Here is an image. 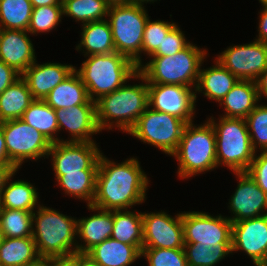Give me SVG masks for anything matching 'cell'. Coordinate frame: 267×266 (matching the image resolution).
Listing matches in <instances>:
<instances>
[{
  "instance_id": "cell-1",
  "label": "cell",
  "mask_w": 267,
  "mask_h": 266,
  "mask_svg": "<svg viewBox=\"0 0 267 266\" xmlns=\"http://www.w3.org/2000/svg\"><path fill=\"white\" fill-rule=\"evenodd\" d=\"M101 153L92 206L102 210H127L145 202L149 178L137 158L116 163Z\"/></svg>"
},
{
  "instance_id": "cell-2",
  "label": "cell",
  "mask_w": 267,
  "mask_h": 266,
  "mask_svg": "<svg viewBox=\"0 0 267 266\" xmlns=\"http://www.w3.org/2000/svg\"><path fill=\"white\" fill-rule=\"evenodd\" d=\"M135 79L142 83L128 85L126 82L95 101L97 124L101 132L116 127L123 133H128L149 107L148 83L139 71L135 73Z\"/></svg>"
},
{
  "instance_id": "cell-3",
  "label": "cell",
  "mask_w": 267,
  "mask_h": 266,
  "mask_svg": "<svg viewBox=\"0 0 267 266\" xmlns=\"http://www.w3.org/2000/svg\"><path fill=\"white\" fill-rule=\"evenodd\" d=\"M35 211L32 237L40 257L67 259L77 252V220L74 217L41 204Z\"/></svg>"
},
{
  "instance_id": "cell-4",
  "label": "cell",
  "mask_w": 267,
  "mask_h": 266,
  "mask_svg": "<svg viewBox=\"0 0 267 266\" xmlns=\"http://www.w3.org/2000/svg\"><path fill=\"white\" fill-rule=\"evenodd\" d=\"M80 69L75 71L80 75L92 101L110 94L129 80L135 79L138 67L127 57L112 52L101 55H88Z\"/></svg>"
},
{
  "instance_id": "cell-5",
  "label": "cell",
  "mask_w": 267,
  "mask_h": 266,
  "mask_svg": "<svg viewBox=\"0 0 267 266\" xmlns=\"http://www.w3.org/2000/svg\"><path fill=\"white\" fill-rule=\"evenodd\" d=\"M206 55V49L190 43L172 56H150V61L140 65L138 71L148 84H176L195 89Z\"/></svg>"
},
{
  "instance_id": "cell-6",
  "label": "cell",
  "mask_w": 267,
  "mask_h": 266,
  "mask_svg": "<svg viewBox=\"0 0 267 266\" xmlns=\"http://www.w3.org/2000/svg\"><path fill=\"white\" fill-rule=\"evenodd\" d=\"M178 162V177L188 179L217 167L216 137L211 123H187L177 150L171 155Z\"/></svg>"
},
{
  "instance_id": "cell-7",
  "label": "cell",
  "mask_w": 267,
  "mask_h": 266,
  "mask_svg": "<svg viewBox=\"0 0 267 266\" xmlns=\"http://www.w3.org/2000/svg\"><path fill=\"white\" fill-rule=\"evenodd\" d=\"M219 116V121L212 116L207 119L215 130L217 167L223 165L232 173L247 172L256 152L251 145L246 120Z\"/></svg>"
},
{
  "instance_id": "cell-8",
  "label": "cell",
  "mask_w": 267,
  "mask_h": 266,
  "mask_svg": "<svg viewBox=\"0 0 267 266\" xmlns=\"http://www.w3.org/2000/svg\"><path fill=\"white\" fill-rule=\"evenodd\" d=\"M110 24L115 51L130 59L137 67L142 65V42L148 13L137 3L109 6Z\"/></svg>"
},
{
  "instance_id": "cell-9",
  "label": "cell",
  "mask_w": 267,
  "mask_h": 266,
  "mask_svg": "<svg viewBox=\"0 0 267 266\" xmlns=\"http://www.w3.org/2000/svg\"><path fill=\"white\" fill-rule=\"evenodd\" d=\"M186 124L182 119L148 107L128 134L171 156L178 148Z\"/></svg>"
},
{
  "instance_id": "cell-10",
  "label": "cell",
  "mask_w": 267,
  "mask_h": 266,
  "mask_svg": "<svg viewBox=\"0 0 267 266\" xmlns=\"http://www.w3.org/2000/svg\"><path fill=\"white\" fill-rule=\"evenodd\" d=\"M9 160L19 169L29 160L48 158L51 142L21 119L0 122Z\"/></svg>"
},
{
  "instance_id": "cell-11",
  "label": "cell",
  "mask_w": 267,
  "mask_h": 266,
  "mask_svg": "<svg viewBox=\"0 0 267 266\" xmlns=\"http://www.w3.org/2000/svg\"><path fill=\"white\" fill-rule=\"evenodd\" d=\"M184 243H199L215 247L217 244H232L233 223L219 214L208 212H182Z\"/></svg>"
},
{
  "instance_id": "cell-12",
  "label": "cell",
  "mask_w": 267,
  "mask_h": 266,
  "mask_svg": "<svg viewBox=\"0 0 267 266\" xmlns=\"http://www.w3.org/2000/svg\"><path fill=\"white\" fill-rule=\"evenodd\" d=\"M95 142H56L48 152L56 180L67 173L98 170L101 151Z\"/></svg>"
},
{
  "instance_id": "cell-13",
  "label": "cell",
  "mask_w": 267,
  "mask_h": 266,
  "mask_svg": "<svg viewBox=\"0 0 267 266\" xmlns=\"http://www.w3.org/2000/svg\"><path fill=\"white\" fill-rule=\"evenodd\" d=\"M216 59L239 80L255 81L267 67V45L255 39L249 44L232 45Z\"/></svg>"
},
{
  "instance_id": "cell-14",
  "label": "cell",
  "mask_w": 267,
  "mask_h": 266,
  "mask_svg": "<svg viewBox=\"0 0 267 266\" xmlns=\"http://www.w3.org/2000/svg\"><path fill=\"white\" fill-rule=\"evenodd\" d=\"M148 104L155 111L165 112L186 123L195 116V89L176 84H148Z\"/></svg>"
},
{
  "instance_id": "cell-15",
  "label": "cell",
  "mask_w": 267,
  "mask_h": 266,
  "mask_svg": "<svg viewBox=\"0 0 267 266\" xmlns=\"http://www.w3.org/2000/svg\"><path fill=\"white\" fill-rule=\"evenodd\" d=\"M142 248L184 249L182 213L174 217L167 212L142 213Z\"/></svg>"
},
{
  "instance_id": "cell-16",
  "label": "cell",
  "mask_w": 267,
  "mask_h": 266,
  "mask_svg": "<svg viewBox=\"0 0 267 266\" xmlns=\"http://www.w3.org/2000/svg\"><path fill=\"white\" fill-rule=\"evenodd\" d=\"M243 251L255 266L267 265V214L232 225V253Z\"/></svg>"
},
{
  "instance_id": "cell-17",
  "label": "cell",
  "mask_w": 267,
  "mask_h": 266,
  "mask_svg": "<svg viewBox=\"0 0 267 266\" xmlns=\"http://www.w3.org/2000/svg\"><path fill=\"white\" fill-rule=\"evenodd\" d=\"M238 185L229 200L232 223L267 214V194L263 192L247 172H234ZM234 215V216H233Z\"/></svg>"
},
{
  "instance_id": "cell-18",
  "label": "cell",
  "mask_w": 267,
  "mask_h": 266,
  "mask_svg": "<svg viewBox=\"0 0 267 266\" xmlns=\"http://www.w3.org/2000/svg\"><path fill=\"white\" fill-rule=\"evenodd\" d=\"M59 133L63 129L71 138L65 142H94L92 136L100 133L96 117V104H83L55 110ZM92 138V139H91Z\"/></svg>"
},
{
  "instance_id": "cell-19",
  "label": "cell",
  "mask_w": 267,
  "mask_h": 266,
  "mask_svg": "<svg viewBox=\"0 0 267 266\" xmlns=\"http://www.w3.org/2000/svg\"><path fill=\"white\" fill-rule=\"evenodd\" d=\"M31 64L21 77L26 81L34 99L44 100L46 96L75 70V66L61 63Z\"/></svg>"
},
{
  "instance_id": "cell-20",
  "label": "cell",
  "mask_w": 267,
  "mask_h": 266,
  "mask_svg": "<svg viewBox=\"0 0 267 266\" xmlns=\"http://www.w3.org/2000/svg\"><path fill=\"white\" fill-rule=\"evenodd\" d=\"M28 31L0 29V61L22 74L36 61Z\"/></svg>"
},
{
  "instance_id": "cell-21",
  "label": "cell",
  "mask_w": 267,
  "mask_h": 266,
  "mask_svg": "<svg viewBox=\"0 0 267 266\" xmlns=\"http://www.w3.org/2000/svg\"><path fill=\"white\" fill-rule=\"evenodd\" d=\"M87 207L94 214L77 219V238L81 241V243L77 242L79 253H87L95 245L110 238L113 231V211L102 210L92 205Z\"/></svg>"
},
{
  "instance_id": "cell-22",
  "label": "cell",
  "mask_w": 267,
  "mask_h": 266,
  "mask_svg": "<svg viewBox=\"0 0 267 266\" xmlns=\"http://www.w3.org/2000/svg\"><path fill=\"white\" fill-rule=\"evenodd\" d=\"M214 62L215 65L210 68H200L195 87V99H197L198 92V94L203 93L210 100L220 102L238 82L239 79L217 59Z\"/></svg>"
},
{
  "instance_id": "cell-23",
  "label": "cell",
  "mask_w": 267,
  "mask_h": 266,
  "mask_svg": "<svg viewBox=\"0 0 267 266\" xmlns=\"http://www.w3.org/2000/svg\"><path fill=\"white\" fill-rule=\"evenodd\" d=\"M259 101L255 81L238 80L235 86L219 102L224 108L226 118H246Z\"/></svg>"
},
{
  "instance_id": "cell-24",
  "label": "cell",
  "mask_w": 267,
  "mask_h": 266,
  "mask_svg": "<svg viewBox=\"0 0 267 266\" xmlns=\"http://www.w3.org/2000/svg\"><path fill=\"white\" fill-rule=\"evenodd\" d=\"M142 245H128L108 238L95 245L87 254L99 266H130L141 258Z\"/></svg>"
},
{
  "instance_id": "cell-25",
  "label": "cell",
  "mask_w": 267,
  "mask_h": 266,
  "mask_svg": "<svg viewBox=\"0 0 267 266\" xmlns=\"http://www.w3.org/2000/svg\"><path fill=\"white\" fill-rule=\"evenodd\" d=\"M54 110L83 104H95L89 98L87 88L74 70L68 78L58 84L44 99Z\"/></svg>"
},
{
  "instance_id": "cell-26",
  "label": "cell",
  "mask_w": 267,
  "mask_h": 266,
  "mask_svg": "<svg viewBox=\"0 0 267 266\" xmlns=\"http://www.w3.org/2000/svg\"><path fill=\"white\" fill-rule=\"evenodd\" d=\"M81 25V40L76 50H83L84 57L115 52L112 31L107 19Z\"/></svg>"
},
{
  "instance_id": "cell-27",
  "label": "cell",
  "mask_w": 267,
  "mask_h": 266,
  "mask_svg": "<svg viewBox=\"0 0 267 266\" xmlns=\"http://www.w3.org/2000/svg\"><path fill=\"white\" fill-rule=\"evenodd\" d=\"M11 181V182H10ZM37 188L24 180H8L0 195V209L34 212L39 207Z\"/></svg>"
},
{
  "instance_id": "cell-28",
  "label": "cell",
  "mask_w": 267,
  "mask_h": 266,
  "mask_svg": "<svg viewBox=\"0 0 267 266\" xmlns=\"http://www.w3.org/2000/svg\"><path fill=\"white\" fill-rule=\"evenodd\" d=\"M34 100L26 81L20 77L0 94V122L21 119Z\"/></svg>"
},
{
  "instance_id": "cell-29",
  "label": "cell",
  "mask_w": 267,
  "mask_h": 266,
  "mask_svg": "<svg viewBox=\"0 0 267 266\" xmlns=\"http://www.w3.org/2000/svg\"><path fill=\"white\" fill-rule=\"evenodd\" d=\"M21 120L37 129L51 143L64 142L55 136L59 132L55 110L44 100L35 99L24 111Z\"/></svg>"
},
{
  "instance_id": "cell-30",
  "label": "cell",
  "mask_w": 267,
  "mask_h": 266,
  "mask_svg": "<svg viewBox=\"0 0 267 266\" xmlns=\"http://www.w3.org/2000/svg\"><path fill=\"white\" fill-rule=\"evenodd\" d=\"M111 238L128 245H142V212H133L130 209L113 210V231Z\"/></svg>"
},
{
  "instance_id": "cell-31",
  "label": "cell",
  "mask_w": 267,
  "mask_h": 266,
  "mask_svg": "<svg viewBox=\"0 0 267 266\" xmlns=\"http://www.w3.org/2000/svg\"><path fill=\"white\" fill-rule=\"evenodd\" d=\"M33 237L6 238L0 244L1 266H24L39 258Z\"/></svg>"
},
{
  "instance_id": "cell-32",
  "label": "cell",
  "mask_w": 267,
  "mask_h": 266,
  "mask_svg": "<svg viewBox=\"0 0 267 266\" xmlns=\"http://www.w3.org/2000/svg\"><path fill=\"white\" fill-rule=\"evenodd\" d=\"M98 170H80V172L61 175L56 181L66 195L83 200L92 205L96 193Z\"/></svg>"
},
{
  "instance_id": "cell-33",
  "label": "cell",
  "mask_w": 267,
  "mask_h": 266,
  "mask_svg": "<svg viewBox=\"0 0 267 266\" xmlns=\"http://www.w3.org/2000/svg\"><path fill=\"white\" fill-rule=\"evenodd\" d=\"M32 11L30 0H0V29L27 31Z\"/></svg>"
},
{
  "instance_id": "cell-34",
  "label": "cell",
  "mask_w": 267,
  "mask_h": 266,
  "mask_svg": "<svg viewBox=\"0 0 267 266\" xmlns=\"http://www.w3.org/2000/svg\"><path fill=\"white\" fill-rule=\"evenodd\" d=\"M63 15L82 24L107 18L109 5L105 0H64Z\"/></svg>"
},
{
  "instance_id": "cell-35",
  "label": "cell",
  "mask_w": 267,
  "mask_h": 266,
  "mask_svg": "<svg viewBox=\"0 0 267 266\" xmlns=\"http://www.w3.org/2000/svg\"><path fill=\"white\" fill-rule=\"evenodd\" d=\"M188 266H215L228 254H232V244H217L215 247L199 243H184Z\"/></svg>"
},
{
  "instance_id": "cell-36",
  "label": "cell",
  "mask_w": 267,
  "mask_h": 266,
  "mask_svg": "<svg viewBox=\"0 0 267 266\" xmlns=\"http://www.w3.org/2000/svg\"><path fill=\"white\" fill-rule=\"evenodd\" d=\"M33 212L0 209V229L3 237L23 238L32 236Z\"/></svg>"
},
{
  "instance_id": "cell-37",
  "label": "cell",
  "mask_w": 267,
  "mask_h": 266,
  "mask_svg": "<svg viewBox=\"0 0 267 266\" xmlns=\"http://www.w3.org/2000/svg\"><path fill=\"white\" fill-rule=\"evenodd\" d=\"M62 17L63 5L34 7L27 31L30 35L50 32L58 26Z\"/></svg>"
},
{
  "instance_id": "cell-38",
  "label": "cell",
  "mask_w": 267,
  "mask_h": 266,
  "mask_svg": "<svg viewBox=\"0 0 267 266\" xmlns=\"http://www.w3.org/2000/svg\"><path fill=\"white\" fill-rule=\"evenodd\" d=\"M245 120L253 150L256 153L267 151V105L258 103Z\"/></svg>"
},
{
  "instance_id": "cell-39",
  "label": "cell",
  "mask_w": 267,
  "mask_h": 266,
  "mask_svg": "<svg viewBox=\"0 0 267 266\" xmlns=\"http://www.w3.org/2000/svg\"><path fill=\"white\" fill-rule=\"evenodd\" d=\"M176 25L174 22L152 21L148 18L144 29L142 53L150 57L161 46L163 39Z\"/></svg>"
},
{
  "instance_id": "cell-40",
  "label": "cell",
  "mask_w": 267,
  "mask_h": 266,
  "mask_svg": "<svg viewBox=\"0 0 267 266\" xmlns=\"http://www.w3.org/2000/svg\"><path fill=\"white\" fill-rule=\"evenodd\" d=\"M148 266H188L184 249L142 248Z\"/></svg>"
},
{
  "instance_id": "cell-41",
  "label": "cell",
  "mask_w": 267,
  "mask_h": 266,
  "mask_svg": "<svg viewBox=\"0 0 267 266\" xmlns=\"http://www.w3.org/2000/svg\"><path fill=\"white\" fill-rule=\"evenodd\" d=\"M183 31L177 25L163 39L161 46L151 56H172L186 48L190 42L186 41Z\"/></svg>"
},
{
  "instance_id": "cell-42",
  "label": "cell",
  "mask_w": 267,
  "mask_h": 266,
  "mask_svg": "<svg viewBox=\"0 0 267 266\" xmlns=\"http://www.w3.org/2000/svg\"><path fill=\"white\" fill-rule=\"evenodd\" d=\"M247 173L254 179L260 189L267 194V151L255 153Z\"/></svg>"
},
{
  "instance_id": "cell-43",
  "label": "cell",
  "mask_w": 267,
  "mask_h": 266,
  "mask_svg": "<svg viewBox=\"0 0 267 266\" xmlns=\"http://www.w3.org/2000/svg\"><path fill=\"white\" fill-rule=\"evenodd\" d=\"M21 77L13 67L0 61V94Z\"/></svg>"
},
{
  "instance_id": "cell-44",
  "label": "cell",
  "mask_w": 267,
  "mask_h": 266,
  "mask_svg": "<svg viewBox=\"0 0 267 266\" xmlns=\"http://www.w3.org/2000/svg\"><path fill=\"white\" fill-rule=\"evenodd\" d=\"M263 8L259 12L258 36L255 40L267 45V5H261Z\"/></svg>"
},
{
  "instance_id": "cell-45",
  "label": "cell",
  "mask_w": 267,
  "mask_h": 266,
  "mask_svg": "<svg viewBox=\"0 0 267 266\" xmlns=\"http://www.w3.org/2000/svg\"><path fill=\"white\" fill-rule=\"evenodd\" d=\"M18 171L14 164H0V195L10 178H13Z\"/></svg>"
},
{
  "instance_id": "cell-46",
  "label": "cell",
  "mask_w": 267,
  "mask_h": 266,
  "mask_svg": "<svg viewBox=\"0 0 267 266\" xmlns=\"http://www.w3.org/2000/svg\"><path fill=\"white\" fill-rule=\"evenodd\" d=\"M73 266H99L87 253L74 252L67 258Z\"/></svg>"
},
{
  "instance_id": "cell-47",
  "label": "cell",
  "mask_w": 267,
  "mask_h": 266,
  "mask_svg": "<svg viewBox=\"0 0 267 266\" xmlns=\"http://www.w3.org/2000/svg\"><path fill=\"white\" fill-rule=\"evenodd\" d=\"M259 100L262 95L267 98V67L263 70L261 75L255 80Z\"/></svg>"
},
{
  "instance_id": "cell-48",
  "label": "cell",
  "mask_w": 267,
  "mask_h": 266,
  "mask_svg": "<svg viewBox=\"0 0 267 266\" xmlns=\"http://www.w3.org/2000/svg\"><path fill=\"white\" fill-rule=\"evenodd\" d=\"M0 164H13L8 158L5 137L1 125H0Z\"/></svg>"
},
{
  "instance_id": "cell-49",
  "label": "cell",
  "mask_w": 267,
  "mask_h": 266,
  "mask_svg": "<svg viewBox=\"0 0 267 266\" xmlns=\"http://www.w3.org/2000/svg\"><path fill=\"white\" fill-rule=\"evenodd\" d=\"M34 7L49 6V5H63L62 0H30Z\"/></svg>"
},
{
  "instance_id": "cell-50",
  "label": "cell",
  "mask_w": 267,
  "mask_h": 266,
  "mask_svg": "<svg viewBox=\"0 0 267 266\" xmlns=\"http://www.w3.org/2000/svg\"><path fill=\"white\" fill-rule=\"evenodd\" d=\"M24 266H51V258L39 257L36 261L25 264Z\"/></svg>"
},
{
  "instance_id": "cell-51",
  "label": "cell",
  "mask_w": 267,
  "mask_h": 266,
  "mask_svg": "<svg viewBox=\"0 0 267 266\" xmlns=\"http://www.w3.org/2000/svg\"><path fill=\"white\" fill-rule=\"evenodd\" d=\"M51 266H73V265L68 259L51 258Z\"/></svg>"
},
{
  "instance_id": "cell-52",
  "label": "cell",
  "mask_w": 267,
  "mask_h": 266,
  "mask_svg": "<svg viewBox=\"0 0 267 266\" xmlns=\"http://www.w3.org/2000/svg\"><path fill=\"white\" fill-rule=\"evenodd\" d=\"M109 6L133 3V0H105Z\"/></svg>"
},
{
  "instance_id": "cell-53",
  "label": "cell",
  "mask_w": 267,
  "mask_h": 266,
  "mask_svg": "<svg viewBox=\"0 0 267 266\" xmlns=\"http://www.w3.org/2000/svg\"><path fill=\"white\" fill-rule=\"evenodd\" d=\"M155 1H157V0H133V3H137V4H140V5H144V3L145 4H147V3H154Z\"/></svg>"
},
{
  "instance_id": "cell-54",
  "label": "cell",
  "mask_w": 267,
  "mask_h": 266,
  "mask_svg": "<svg viewBox=\"0 0 267 266\" xmlns=\"http://www.w3.org/2000/svg\"><path fill=\"white\" fill-rule=\"evenodd\" d=\"M259 3H261V5H267V0H259Z\"/></svg>"
},
{
  "instance_id": "cell-55",
  "label": "cell",
  "mask_w": 267,
  "mask_h": 266,
  "mask_svg": "<svg viewBox=\"0 0 267 266\" xmlns=\"http://www.w3.org/2000/svg\"><path fill=\"white\" fill-rule=\"evenodd\" d=\"M3 234H2V231H1V229H0V244L2 243V240H3Z\"/></svg>"
}]
</instances>
